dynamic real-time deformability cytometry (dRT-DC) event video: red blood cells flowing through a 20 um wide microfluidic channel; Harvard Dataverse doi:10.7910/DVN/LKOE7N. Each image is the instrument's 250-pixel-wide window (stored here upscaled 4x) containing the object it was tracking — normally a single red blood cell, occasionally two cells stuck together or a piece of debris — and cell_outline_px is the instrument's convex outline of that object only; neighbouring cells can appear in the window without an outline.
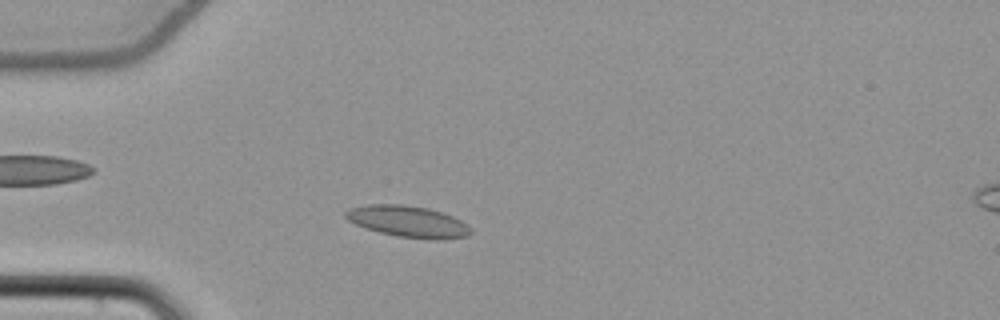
{"species": "common noctule bat (a hibernating species)", "species_latin": "Nyctalus noctula", "temperature_condition": "cold", "stored_images_in_passage": 50, "camera_frame_rate_fps": 3000, "um_per_image_px": 0.085, "animal": {"sex": "female", "body_mass_g": 22.7, "forearm_length_mm": 54.2}, "frame": {"image": 1, "passage_image": 11, "time_ms": 3.333, "image_size_px": [1000, 320], "cell_outline_px": [[472, 232], [468, 236], [444, 240], [428, 240], [396, 236], [380, 232], [356, 224], [348, 220], [344, 216], [344, 212], [348, 208], [368, 204], [400, 204], [428, 208], [452, 216], [468, 224], [472, 228]], "centroid_in_image_um": [34.71, 18.84], "position_along_channel_um": 50.3, "area_um2": 23.12}}
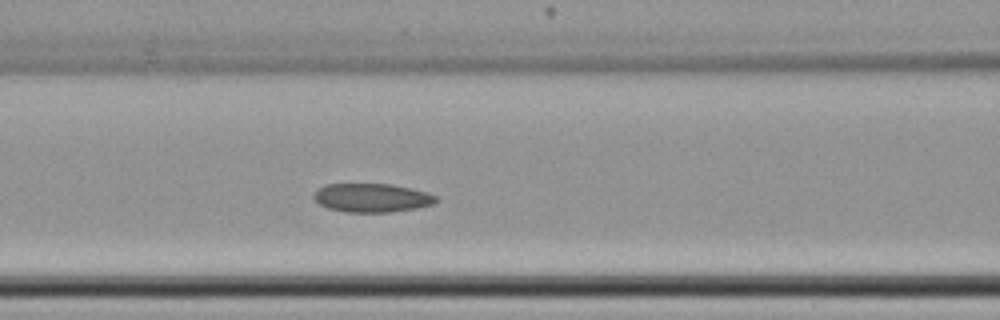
{"frame": {"image": 2, "passage_image": 19, "time_ms": 6.0, "image_size_px": [1000, 320], "cell_outline_px": [[440, 200], [432, 204], [416, 208], [388, 212], [348, 212], [328, 208], [320, 204], [312, 196], [316, 188], [328, 184], [392, 184], [412, 188], [428, 192], [436, 196]], "centroid_in_image_um": [31.62, 16.8], "position_along_channel_um": 135.0, "area_um2": 20.52}}
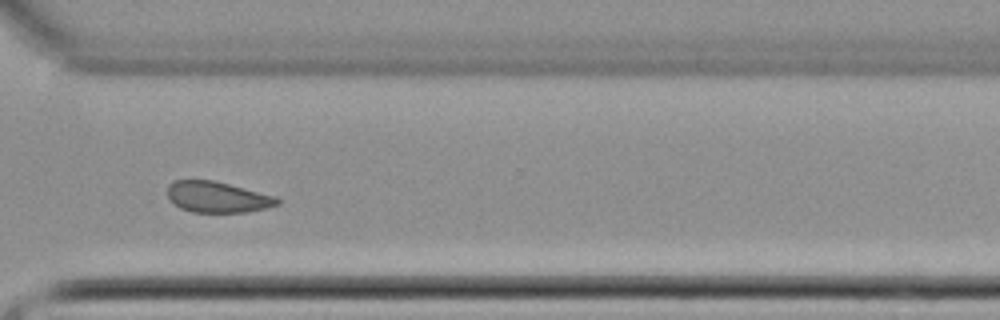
{"frame": {"image": 3, "passage_image": 36, "time_ms": 11.667, "image_size_px": [1000, 320], "cell_outline_px": [[280, 204], [248, 212], [192, 212], [180, 208], [168, 200], [168, 184], [176, 180], [212, 180], [276, 196], [280, 200]], "centroid_in_image_um": [18.46, 16.75], "position_along_channel_um": 352.1, "area_um2": 19.77}, "authors_computed_cell_mechanics": {"area_um2": 20.9525, "velocity_mm_per_s": 3.8184, "shape_relaxation_time_tau1_ms": null, "shape_relaxation_time_tau2_ms": 4.8109, "deformation_change_tau1": null, "deformation_change_tau2": 0.1113}}